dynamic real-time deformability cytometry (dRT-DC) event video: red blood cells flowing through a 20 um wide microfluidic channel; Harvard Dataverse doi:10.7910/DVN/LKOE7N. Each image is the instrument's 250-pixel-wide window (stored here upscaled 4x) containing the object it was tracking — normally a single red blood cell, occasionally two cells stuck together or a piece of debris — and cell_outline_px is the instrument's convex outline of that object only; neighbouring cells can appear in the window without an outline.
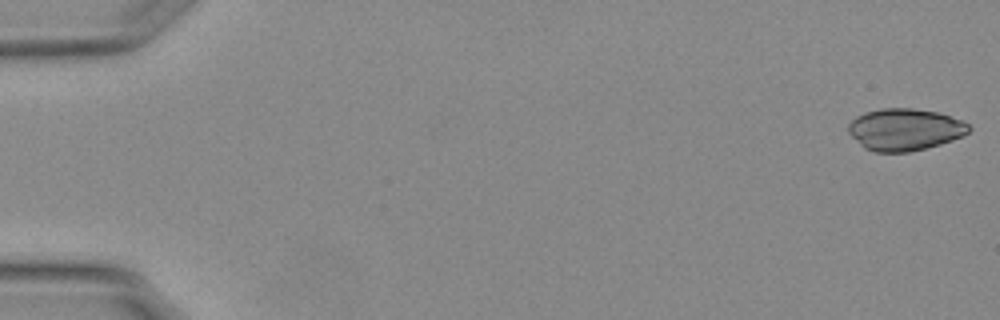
{"species": "Egyptian fruit bat (a non-hibernating species)", "species_latin": "Rousettus aegyptiacus", "temperature_condition": "warm", "stored_images_in_passage": 4, "camera_frame_rate_fps": 3000, "um_per_image_px": 0.085, "animal": {"sex": "female"}, "frame": {"image": 1, "passage_image": 1, "time_ms": 0.0, "image_size_px": [1000, 320], "cell_outline_px": [[972, 128], [964, 136], [940, 144], [908, 152], [876, 152], [864, 148], [848, 132], [848, 124], [856, 116], [864, 112], [884, 108], [912, 108], [936, 112], [960, 120], [968, 124]], "centroid_in_image_um": [76.89, 11.01], "position_along_channel_um": 8.1, "area_um2": 29.3}}